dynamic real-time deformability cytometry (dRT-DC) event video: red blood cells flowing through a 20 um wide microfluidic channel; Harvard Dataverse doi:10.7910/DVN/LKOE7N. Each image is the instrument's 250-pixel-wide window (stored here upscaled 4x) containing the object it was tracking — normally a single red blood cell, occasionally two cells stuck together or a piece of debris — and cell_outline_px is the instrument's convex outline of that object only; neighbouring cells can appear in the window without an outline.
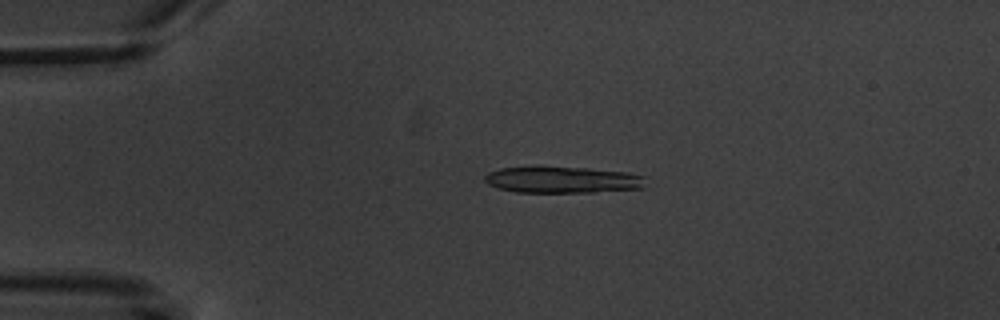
{"species": "common noctule bat (a hibernating species)", "species_latin": "Nyctalus noctula", "temperature_condition": "warm", "stored_images_in_passage": 5, "camera_frame_rate_fps": 3000, "um_per_image_px": 0.085, "animal": {"sex": "male", "body_mass_g": 20.1, "forearm_length_mm": 53.5}, "frame": {"image": 1, "passage_image": 1, "time_ms": 0.0, "image_size_px": [1000, 320], "cell_outline_px": [[648, 176], [644, 188], [596, 192], [516, 192], [496, 188], [488, 184], [484, 180], [484, 176], [488, 172], [500, 168], [540, 164], [588, 168], [628, 172]], "centroid_in_image_um": [47.8, 15.24], "position_along_channel_um": 37.2, "area_um2": 26.01}}